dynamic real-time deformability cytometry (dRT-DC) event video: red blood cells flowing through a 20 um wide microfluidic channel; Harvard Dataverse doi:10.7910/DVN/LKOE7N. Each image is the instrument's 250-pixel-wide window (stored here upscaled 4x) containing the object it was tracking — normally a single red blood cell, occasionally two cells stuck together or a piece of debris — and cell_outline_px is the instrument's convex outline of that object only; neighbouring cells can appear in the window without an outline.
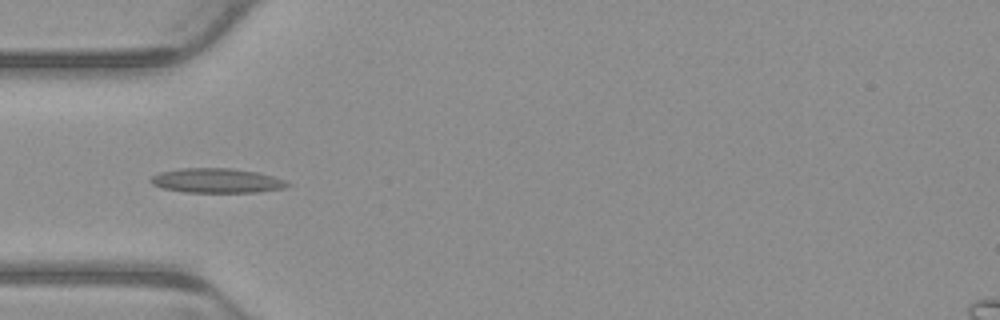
{"species": "common noctule bat (a hibernating species)", "species_latin": "Nyctalus noctula", "temperature_condition": "warm", "stored_images_in_passage": 5, "camera_frame_rate_fps": 3000, "um_per_image_px": 0.085, "animal": {"sex": "male", "body_mass_g": 23.1, "forearm_length_mm": 52.7}, "frame": {"image": 1, "passage_image": 4, "time_ms": 1.0, "image_size_px": [1000, 320], "cell_outline_px": [[292, 184], [284, 188], [256, 192], [184, 192], [160, 188], [152, 184], [148, 180], [152, 176], [160, 172], [180, 168], [232, 168], [256, 172], [272, 176], [284, 180]], "centroid_in_image_um": [18.38, 15.35], "position_along_channel_um": 66.6, "area_um2": 19.59}}
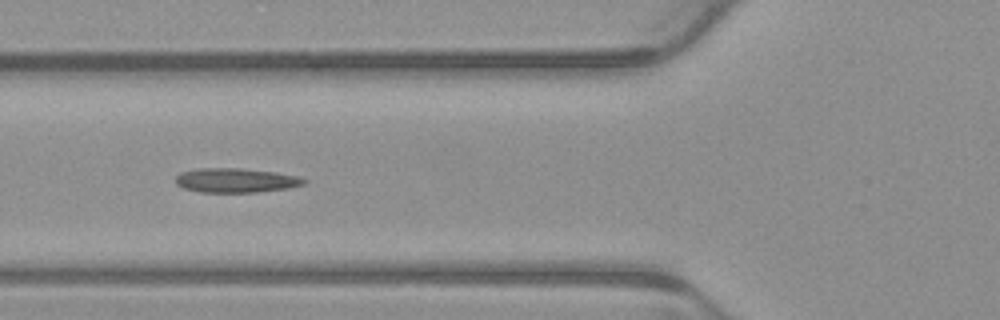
{"frame": {"image": 2, "passage_image": 5, "time_ms": 1.333, "image_size_px": [1000, 320], "cell_outline_px": [[308, 180], [304, 184], [288, 188], [256, 192], [200, 192], [184, 188], [176, 184], [176, 176], [180, 172], [196, 168], [240, 168], [276, 172], [300, 176]], "centroid_in_image_um": [20.05, 15.32], "position_along_channel_um": 105.7, "area_um2": 18.32}}